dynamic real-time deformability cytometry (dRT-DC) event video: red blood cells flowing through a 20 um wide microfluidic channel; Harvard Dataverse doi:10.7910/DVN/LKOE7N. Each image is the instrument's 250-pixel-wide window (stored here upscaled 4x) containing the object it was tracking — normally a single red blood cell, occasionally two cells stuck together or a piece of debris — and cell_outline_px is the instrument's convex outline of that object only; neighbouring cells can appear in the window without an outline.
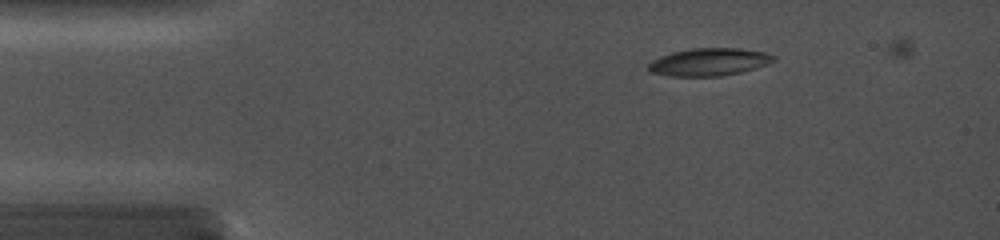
{"species": "common noctule bat (a hibernating species)", "species_latin": "Nyctalus noctula", "temperature_condition": "cold", "stored_images_in_passage": 18, "camera_frame_rate_fps": 5000, "um_per_image_px": 0.085, "animal": {"sex": "female", "body_mass_g": 19.0, "forearm_length_mm": 56.7}, "frame": {"image": 1, "passage_image": 2, "time_ms": 0.8, "image_size_px": [1000, 240], "cell_outline_px": [[776, 60], [768, 64], [756, 68], [740, 72], [720, 76], [672, 76], [652, 72], [648, 68], [648, 64], [652, 60], [660, 56], [672, 52], [692, 48], [740, 48], [764, 52], [776, 56]], "centroid_in_image_um": [60.3, 5.26], "position_along_channel_um": 24.7, "area_um2": 20.11}}
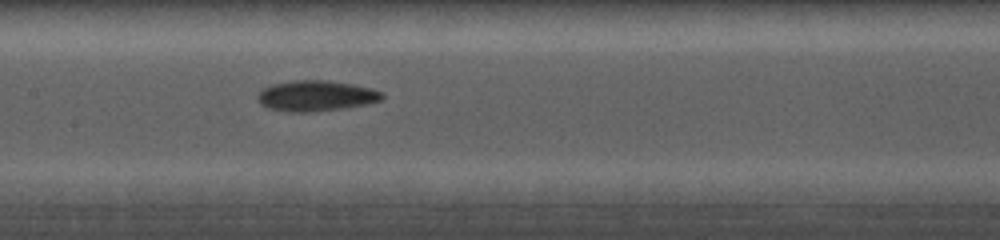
{"frame": {"image": 2, "passage_image": 9, "time_ms": 6.4, "image_size_px": [1000, 240], "cell_outline_px": [[384, 96], [380, 100], [364, 104], [344, 108], [308, 112], [288, 112], [268, 108], [260, 104], [256, 96], [264, 88], [272, 84], [296, 80], [328, 80], [352, 84], [372, 88], [384, 92]], "centroid_in_image_um": [26.85, 8.14], "position_along_channel_um": 180.5, "area_um2": 22.2}}
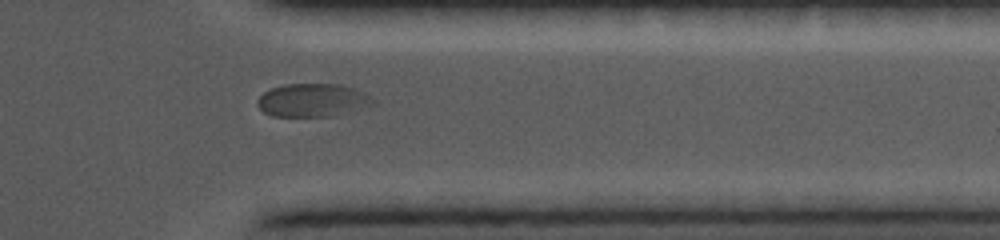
{"frame": {"image": 3, "passage_image": 15, "time_ms": 11.6, "image_size_px": [1000, 240], "cell_outline_px": [[376, 104], [352, 112], [332, 116], [272, 116], [264, 112], [256, 104], [260, 96], [264, 92], [272, 88], [284, 84], [336, 84], [356, 88], [364, 92], [376, 100]], "centroid_in_image_um": [26.63, 8.52], "position_along_channel_um": 384.8, "area_um2": 22.54}}